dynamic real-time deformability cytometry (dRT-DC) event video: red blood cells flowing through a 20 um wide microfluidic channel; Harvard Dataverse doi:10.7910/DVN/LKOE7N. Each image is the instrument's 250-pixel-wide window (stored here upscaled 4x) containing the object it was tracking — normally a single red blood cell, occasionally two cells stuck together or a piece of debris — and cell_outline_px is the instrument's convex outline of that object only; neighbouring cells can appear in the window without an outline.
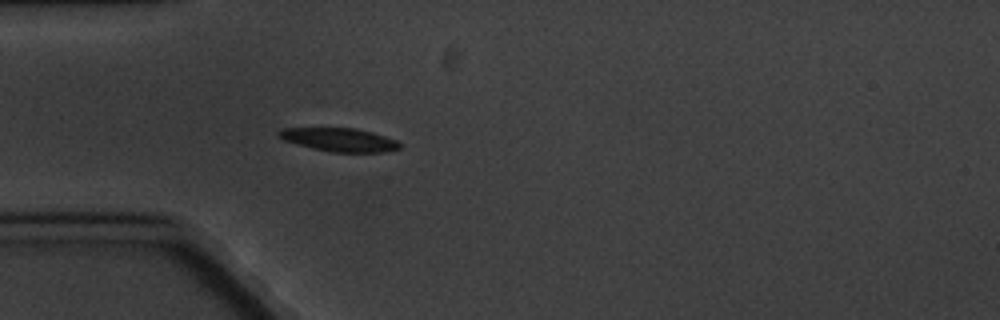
{"species": "common noctule bat (a hibernating species)", "species_latin": "Nyctalus noctula", "temperature_condition": "cold", "stored_images_in_passage": 3, "camera_frame_rate_fps": 3000, "um_per_image_px": 0.085, "animal": {"sex": "male", "body_mass_g": 20.1, "forearm_length_mm": 53.5}, "frame": {"image": 1, "passage_image": 3, "time_ms": 2.667, "image_size_px": [1000, 320], "cell_outline_px": [[400, 148], [384, 152], [332, 152], [312, 148], [296, 144], [284, 140], [276, 136], [276, 132], [284, 128], [356, 128], [372, 132], [396, 140], [400, 144]], "centroid_in_image_um": [28.81, 11.87], "position_along_channel_um": 56.2, "area_um2": 16.47}}